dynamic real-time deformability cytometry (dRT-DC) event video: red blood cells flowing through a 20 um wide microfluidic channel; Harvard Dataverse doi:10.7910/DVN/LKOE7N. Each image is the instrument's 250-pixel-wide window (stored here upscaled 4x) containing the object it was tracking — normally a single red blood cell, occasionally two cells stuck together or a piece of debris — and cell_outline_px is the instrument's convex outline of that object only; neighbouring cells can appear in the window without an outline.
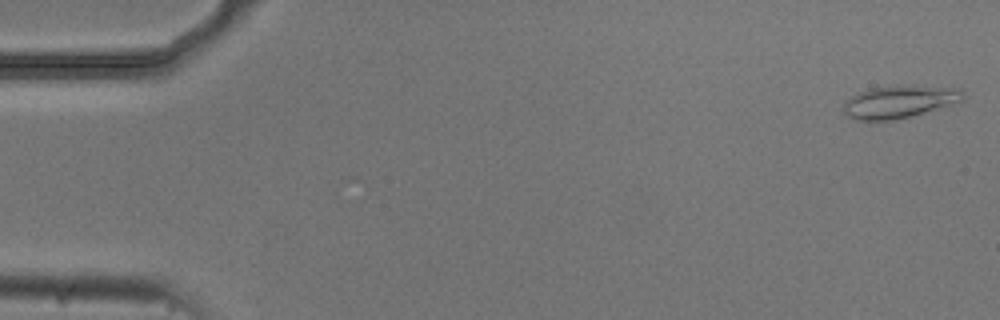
{"species": "common noctule bat (a hibernating species)", "species_latin": "Nyctalus noctula", "temperature_condition": "cold", "stored_images_in_passage": 54, "camera_frame_rate_fps": 3000, "um_per_image_px": 0.085, "animal": {"sex": "male", "body_mass_g": 20.5, "forearm_length_mm": 52.5}, "frame": {"image": 1, "passage_image": 1, "time_ms": 0.0, "image_size_px": [1000, 320], "cell_outline_px": [[964, 100], [912, 116], [896, 120], [856, 120], [848, 116], [844, 112], [844, 100], [868, 88], [900, 84], [960, 88], [964, 92]], "centroid_in_image_um": [76.45, 8.62], "position_along_channel_um": 8.6, "area_um2": 22.95}}
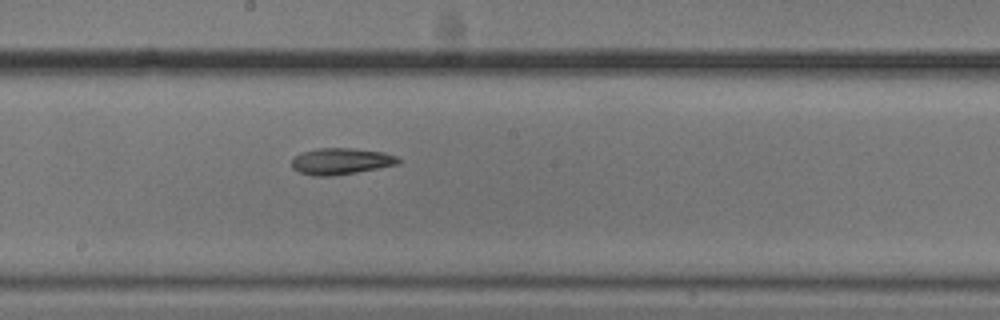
{"frame": {"image": 2, "passage_image": 29, "time_ms": 9.333, "image_size_px": [1000, 320], "cell_outline_px": [[400, 164], [380, 168], [332, 176], [312, 176], [300, 172], [292, 168], [292, 160], [296, 156], [304, 152], [316, 148], [352, 148], [384, 152], [396, 156], [400, 160]], "centroid_in_image_um": [29.01, 13.71], "position_along_channel_um": 219.2, "area_um2": 16.42}}
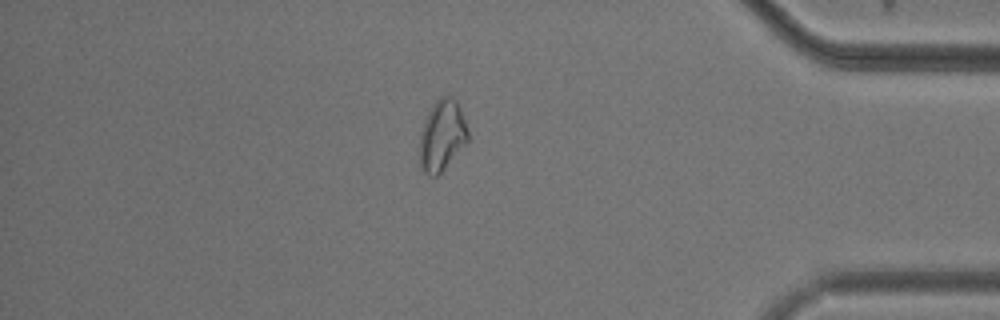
{"frame": {"image": 3, "passage_image": 46, "time_ms": 15.0, "image_size_px": [1000, 320], "cell_outline_px": [[468, 140], [444, 168], [436, 176], [428, 176], [420, 168], [420, 132], [424, 120], [432, 104], [440, 96], [448, 92], [456, 100], [460, 108], [468, 132]], "centroid_in_image_um": [37.55, 11.46], "position_along_channel_um": 397.7, "area_um2": 19.94}, "authors_computed_cell_mechanics": {"area_um2": 18.1781, "velocity_mm_per_s": 3.7068, "shape_relaxation_time_tau1_ms": 10.3352, "shape_relaxation_time_tau2_ms": 3.6694, "deformation_change_tau1": 0.1788, "deformation_change_tau2": 0.0916}}